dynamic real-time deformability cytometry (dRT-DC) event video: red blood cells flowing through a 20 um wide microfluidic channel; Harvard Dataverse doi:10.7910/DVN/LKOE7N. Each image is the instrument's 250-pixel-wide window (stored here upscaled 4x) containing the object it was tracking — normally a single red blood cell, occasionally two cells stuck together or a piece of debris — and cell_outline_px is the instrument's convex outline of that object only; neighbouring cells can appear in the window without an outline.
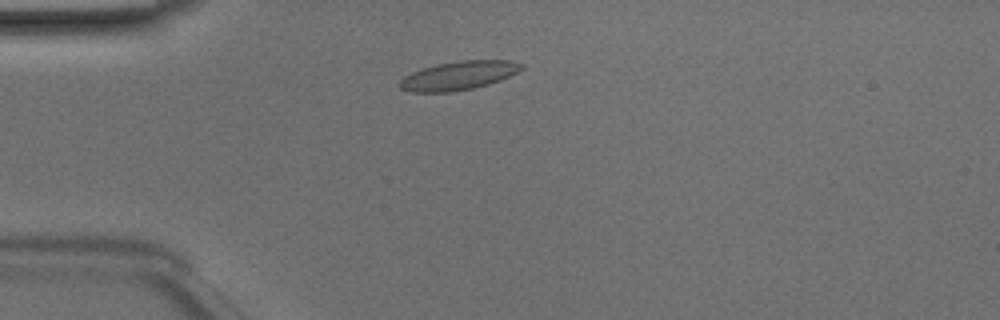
{"species": "Egyptian fruit bat (a non-hibernating species)", "species_latin": "Rousettus aegyptiacus", "temperature_condition": "room temperature", "stored_images_in_passage": 40, "camera_frame_rate_fps": 3000, "um_per_image_px": 0.085, "animal": {"sex": "male"}, "frame": {"image": 1, "passage_image": 4, "time_ms": 1.0, "image_size_px": [1000, 320], "cell_outline_px": [[524, 68], [500, 80], [488, 84], [472, 88], [452, 92], [412, 92], [400, 88], [396, 84], [404, 76], [412, 72], [436, 64], [460, 60], [508, 60], [524, 64]], "centroid_in_image_um": [38.95, 6.42], "position_along_channel_um": 46.0, "area_um2": 20.35}}
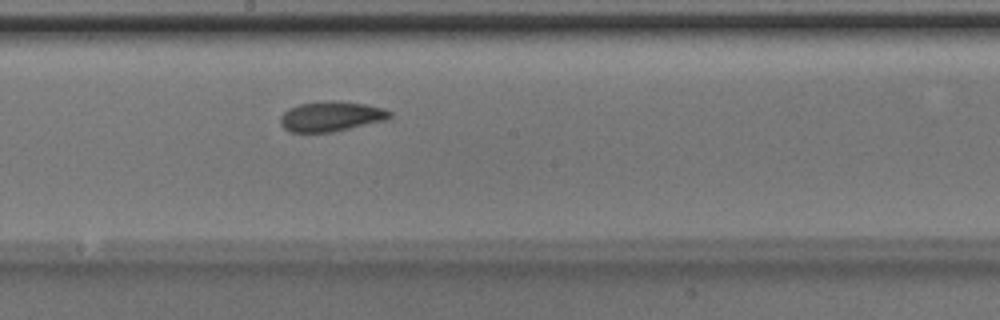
{"frame": {"image": 2, "passage_image": 18, "time_ms": 5.667, "image_size_px": [1000, 320], "cell_outline_px": [[392, 116], [384, 120], [332, 132], [288, 132], [280, 124], [280, 116], [288, 108], [300, 104], [324, 100], [336, 100], [364, 104], [384, 108], [392, 112]], "centroid_in_image_um": [28.11, 9.88], "position_along_channel_um": 220.1, "area_um2": 19.19}}
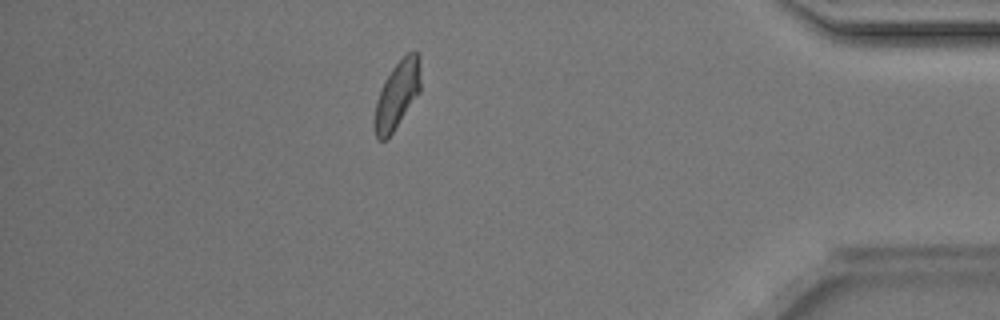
{"frame": {"image": 3, "passage_image": 34, "time_ms": 11.0, "image_size_px": [1000, 320], "cell_outline_px": [[420, 92], [392, 132], [384, 140], [380, 140], [376, 136], [372, 128], [372, 120], [376, 100], [384, 80], [392, 68], [408, 52], [420, 52]], "centroid_in_image_um": [33.73, 8.06], "position_along_channel_um": 401.5, "area_um2": 18.26}, "authors_computed_cell_mechanics": {"area_um2": 18.7561, "velocity_mm_per_s": 4.1376, "shape_relaxation_time_tau1_ms": 3.4249, "shape_relaxation_time_tau2_ms": 2.2213, "deformation_change_tau1": 0.0923, "deformation_change_tau2": 0.0647}}